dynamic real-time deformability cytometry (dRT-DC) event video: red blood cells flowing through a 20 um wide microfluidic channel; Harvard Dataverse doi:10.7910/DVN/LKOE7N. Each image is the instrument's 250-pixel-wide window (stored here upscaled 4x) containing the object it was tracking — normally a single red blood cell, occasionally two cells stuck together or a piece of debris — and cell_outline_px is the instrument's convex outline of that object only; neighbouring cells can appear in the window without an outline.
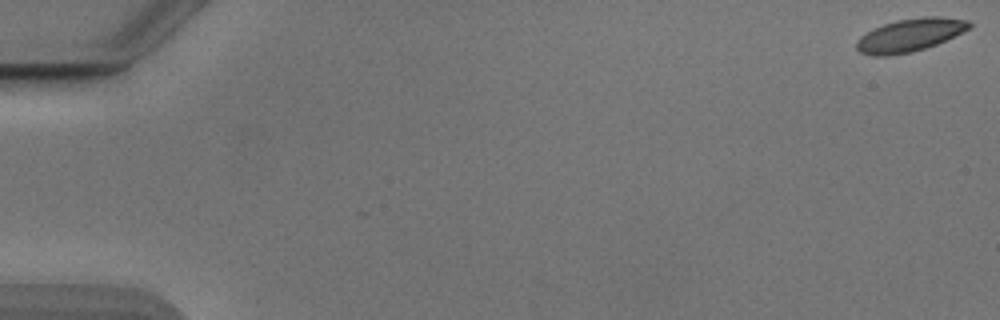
{"species": "Egyptian fruit bat (a non-hibernating species)", "species_latin": "Rousettus aegyptiacus", "temperature_condition": "cold", "stored_images_in_passage": 54, "camera_frame_rate_fps": 3000, "um_per_image_px": 0.085, "animal": {"sex": "male"}, "frame": {"image": 1, "passage_image": 1, "time_ms": 0.0, "image_size_px": [1000, 320], "cell_outline_px": [[972, 28], [936, 44], [912, 52], [888, 56], [872, 56], [860, 52], [856, 48], [856, 40], [860, 36], [872, 28], [896, 20], [924, 16], [940, 16], [968, 20], [972, 24]], "centroid_in_image_um": [77.33, 2.98], "position_along_channel_um": 7.7, "area_um2": 21.85}}
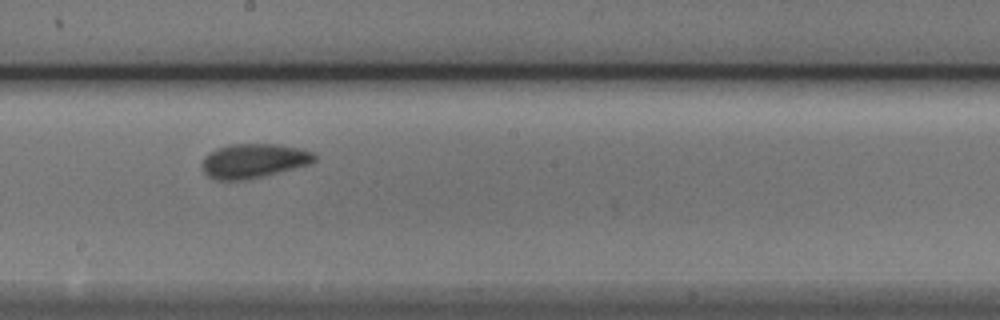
{"frame": {"image": 2, "passage_image": 31, "time_ms": 10.0, "image_size_px": [1000, 320], "cell_outline_px": [[316, 160], [308, 164], [264, 176], [244, 180], [216, 180], [208, 176], [204, 172], [200, 164], [204, 156], [208, 152], [216, 148], [228, 144], [276, 144], [300, 148], [312, 152], [316, 156]], "centroid_in_image_um": [21.5, 13.66], "position_along_channel_um": 226.7, "area_um2": 22.6}}
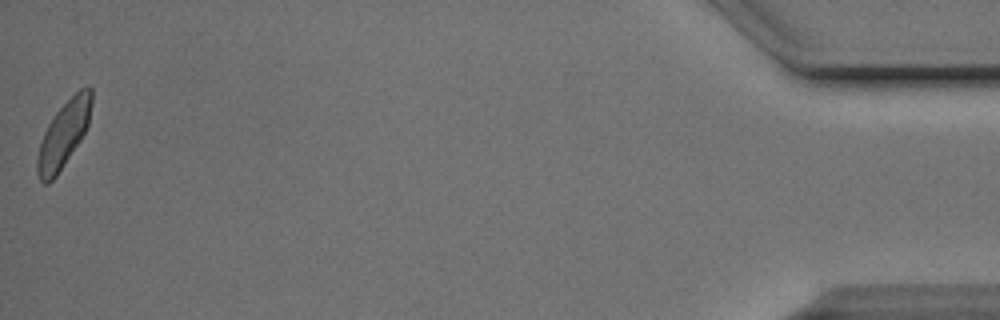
{"frame": {"image": 3, "passage_image": 54, "time_ms": 17.667, "image_size_px": [1000, 320], "cell_outline_px": [[92, 100], [88, 124], [80, 140], [56, 176], [48, 184], [44, 184], [40, 180], [36, 172], [36, 160], [40, 144], [44, 132], [48, 124], [56, 112], [80, 88], [92, 88]], "centroid_in_image_um": [5.38, 11.45], "position_along_channel_um": 429.8, "area_um2": 20.46}, "authors_computed_cell_mechanics": {"area_um2": 21.7328, "velocity_mm_per_s": 3.8579, "shape_relaxation_time_tau1_ms": 2.1593, "shape_relaxation_time_tau2_ms": 1.6243, "deformation_change_tau1": 0.0994, "deformation_change_tau2": 0.0477}}